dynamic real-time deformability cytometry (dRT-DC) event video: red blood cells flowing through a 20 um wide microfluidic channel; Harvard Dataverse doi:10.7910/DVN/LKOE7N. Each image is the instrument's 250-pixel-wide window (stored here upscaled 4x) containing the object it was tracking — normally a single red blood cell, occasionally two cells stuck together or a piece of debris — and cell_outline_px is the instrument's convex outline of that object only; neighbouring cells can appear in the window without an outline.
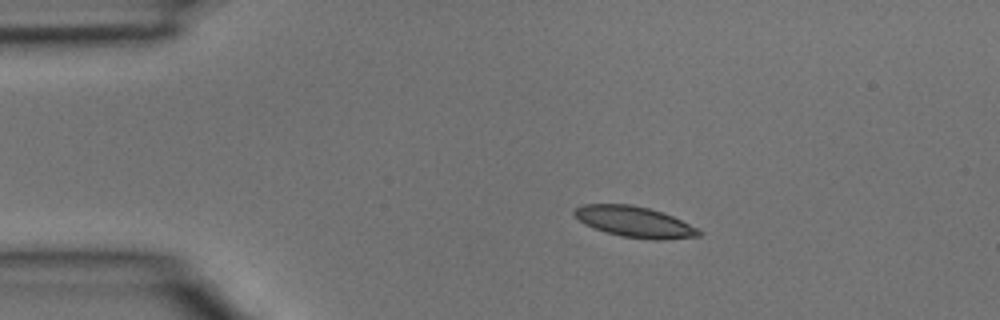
{"species": "common noctule bat (a hibernating species)", "species_latin": "Nyctalus noctula", "temperature_condition": "room temperature", "stored_images_in_passage": 3, "camera_frame_rate_fps": 3000, "um_per_image_px": 0.085, "animal": {"sex": "male", "body_mass_g": 15.6}, "frame": {"image": 1, "passage_image": 2, "time_ms": 0.333, "image_size_px": [1000, 320], "cell_outline_px": [[704, 232], [700, 236], [664, 240], [652, 240], [620, 236], [584, 224], [572, 212], [576, 208], [584, 204], [632, 204], [648, 208], [672, 216]], "centroid_in_image_um": [53.95, 18.86], "position_along_channel_um": 31.0, "area_um2": 22.14}}